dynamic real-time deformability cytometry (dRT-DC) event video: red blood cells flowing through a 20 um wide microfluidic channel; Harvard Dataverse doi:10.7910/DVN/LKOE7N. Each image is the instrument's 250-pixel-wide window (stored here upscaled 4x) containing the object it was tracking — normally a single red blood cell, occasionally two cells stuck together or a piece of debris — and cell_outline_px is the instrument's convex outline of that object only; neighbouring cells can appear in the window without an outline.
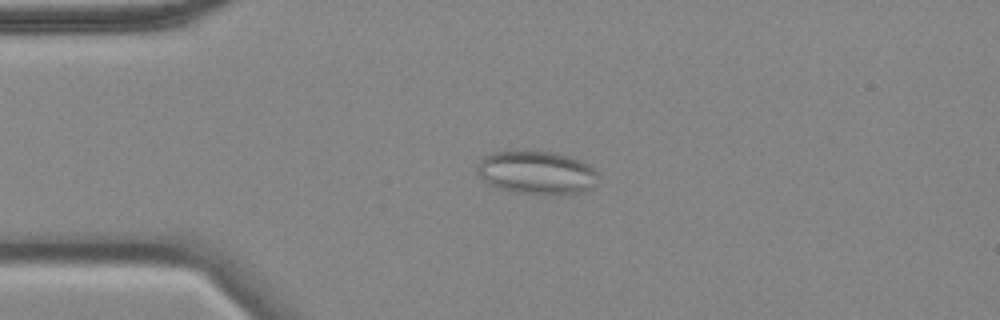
{"species": "common noctule bat (a hibernating species)", "species_latin": "Nyctalus noctula", "temperature_condition": "cold", "stored_images_in_passage": 57, "camera_frame_rate_fps": 3000, "um_per_image_px": 0.085, "animal": {"sex": "female", "body_mass_g": 18.4}, "frame": {"image": 1, "passage_image": 13, "time_ms": 4.0, "image_size_px": [1000, 320], "cell_outline_px": [[600, 176], [588, 188], [580, 192], [512, 192], [496, 188], [484, 180], [476, 172], [476, 164], [484, 156], [496, 152], [552, 152], [568, 156], [588, 164], [596, 168]], "centroid_in_image_um": [45.57, 14.64], "position_along_channel_um": 39.4, "area_um2": 29.59}}
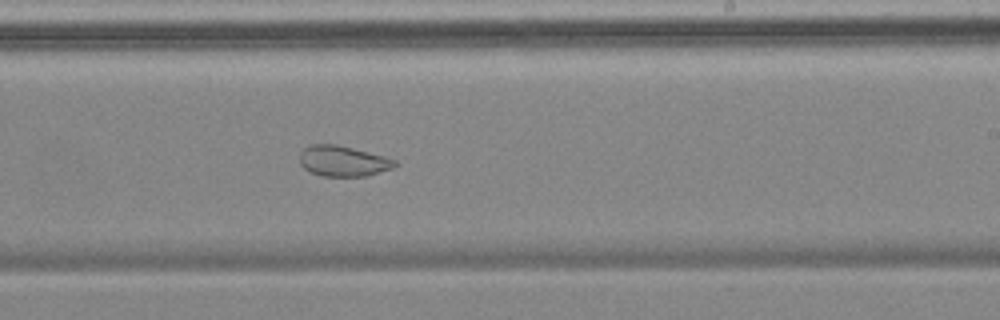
{"frame": {"image": 2, "passage_image": 34, "time_ms": 11.0, "image_size_px": [1000, 320], "cell_outline_px": [[396, 164], [392, 168], [368, 176], [320, 176], [304, 168], [300, 164], [300, 152], [304, 148], [312, 144], [336, 144], [384, 156], [396, 160]], "centroid_in_image_um": [29.14, 13.69], "position_along_channel_um": 259.9, "area_um2": 16.88}}
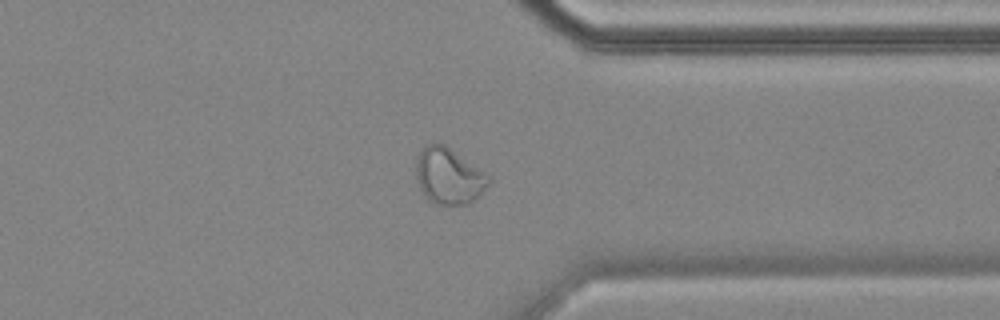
{"frame": {"image": 3, "passage_image": 44, "time_ms": 14.333, "image_size_px": [1000, 320], "cell_outline_px": [[492, 180], [468, 204], [440, 204], [428, 200], [424, 196], [420, 188], [416, 176], [416, 160], [420, 152], [428, 144], [444, 144], [488, 176]], "centroid_in_image_um": [38.09, 14.98], "position_along_channel_um": 373.3, "area_um2": 22.89}, "authors_computed_cell_mechanics": {"area_um2": 24.9118, "velocity_mm_per_s": 3.5013, "shape_relaxation_time_tau1_ms": null, "shape_relaxation_time_tau2_ms": 1.2501, "deformation_change_tau1": null, "deformation_change_tau2": 0.0637}}